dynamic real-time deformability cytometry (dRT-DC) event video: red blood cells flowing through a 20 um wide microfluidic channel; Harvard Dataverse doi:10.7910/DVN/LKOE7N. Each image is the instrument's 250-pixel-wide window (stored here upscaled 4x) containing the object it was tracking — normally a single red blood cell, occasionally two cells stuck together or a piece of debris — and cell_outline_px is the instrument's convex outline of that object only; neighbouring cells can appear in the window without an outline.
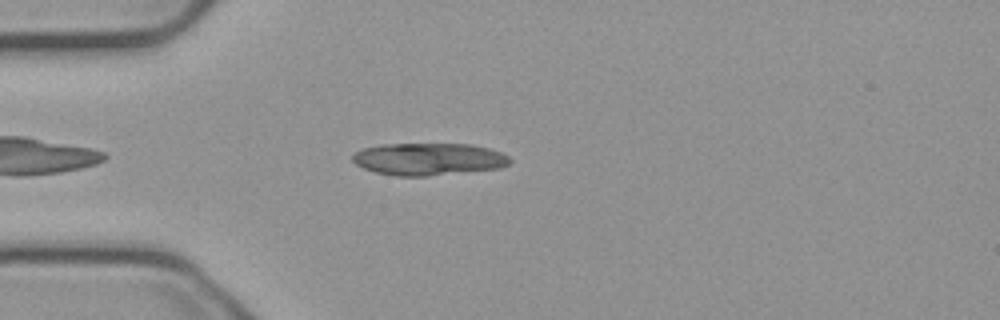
{"species": "common noctule bat (a hibernating species)", "species_latin": "Nyctalus noctula", "temperature_condition": "cold", "stored_images_in_passage": 45, "camera_frame_rate_fps": 3000, "um_per_image_px": 0.085, "animal": {"sex": "male", "body_mass_g": 23.1, "forearm_length_mm": 52.7}, "frame": {"image": 1, "passage_image": 6, "time_ms": 1.667, "image_size_px": [1000, 320], "cell_outline_px": [[512, 160], [508, 164], [500, 168], [424, 176], [396, 176], [376, 172], [364, 168], [356, 164], [352, 160], [352, 156], [356, 152], [364, 148], [380, 144], [472, 144], [488, 148], [500, 152], [508, 156]], "centroid_in_image_um": [36.42, 13.52], "position_along_channel_um": 48.6, "area_um2": 29.42}}